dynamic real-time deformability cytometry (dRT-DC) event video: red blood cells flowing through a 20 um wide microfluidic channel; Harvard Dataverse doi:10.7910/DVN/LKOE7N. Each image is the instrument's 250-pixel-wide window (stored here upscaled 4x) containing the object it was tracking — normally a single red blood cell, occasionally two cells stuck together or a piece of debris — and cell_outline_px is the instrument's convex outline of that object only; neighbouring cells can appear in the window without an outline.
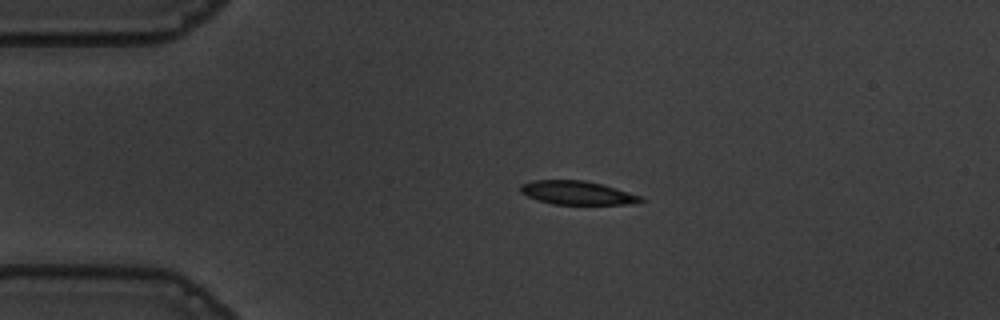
{"species": "common noctule bat (a hibernating species)", "species_latin": "Nyctalus noctula", "temperature_condition": "warm", "stored_images_in_passage": 44, "camera_frame_rate_fps": 3000, "um_per_image_px": 0.085, "animal": {"sex": "male", "body_mass_g": 19.5, "forearm_length_mm": 54.6}, "frame": {"image": 1, "passage_image": 1, "time_ms": 0.0, "image_size_px": [1000, 320], "cell_outline_px": [[644, 200], [636, 204], [552, 204], [528, 196], [520, 192], [520, 184], [532, 180], [584, 180], [616, 188], [640, 196]], "centroid_in_image_um": [49.04, 16.38], "position_along_channel_um": 36.0, "area_um2": 16.42}}
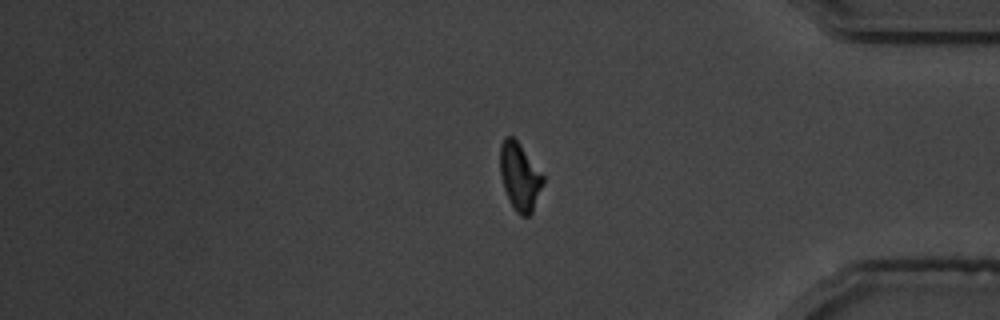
{"frame": {"image": 2, "passage_image": 35, "time_ms": 11.333, "image_size_px": [1000, 320], "cell_outline_px": [[544, 184], [532, 212], [528, 216], [520, 216], [516, 212], [504, 188], [500, 176], [500, 144], [504, 136], [512, 136], [520, 144], [544, 176]], "centroid_in_image_um": [44.18, 15.0], "position_along_channel_um": 391.0, "area_um2": 16.88}}
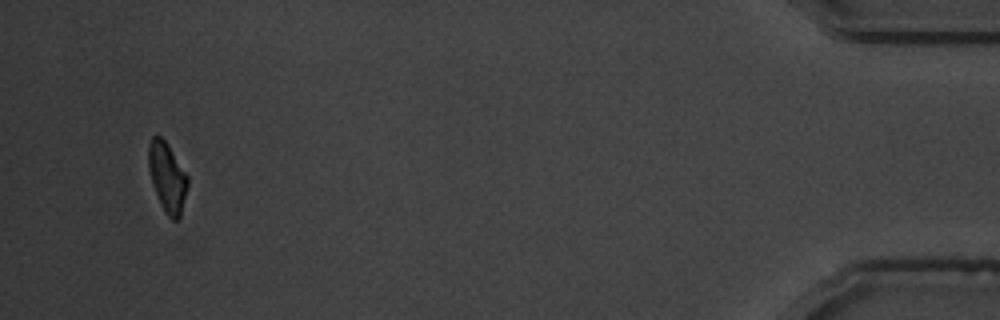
{"frame": {"image": 3, "passage_image": 42, "time_ms": 13.667, "image_size_px": [1000, 320], "cell_outline_px": [[188, 184], [180, 216], [176, 220], [172, 220], [168, 216], [160, 204], [152, 184], [148, 168], [148, 144], [152, 136], [160, 136], [168, 144], [188, 176]], "centroid_in_image_um": [14.2, 15.04], "position_along_channel_um": 421.0, "area_um2": 15.84}, "authors_computed_cell_mechanics": {"area_um2": 17.1088, "velocity_mm_per_s": 3.6524, "shape_relaxation_time_tau1_ms": 5.0788, "shape_relaxation_time_tau2_ms": 3.6876, "deformation_change_tau1": 0.1866, "deformation_change_tau2": 0.0965}}